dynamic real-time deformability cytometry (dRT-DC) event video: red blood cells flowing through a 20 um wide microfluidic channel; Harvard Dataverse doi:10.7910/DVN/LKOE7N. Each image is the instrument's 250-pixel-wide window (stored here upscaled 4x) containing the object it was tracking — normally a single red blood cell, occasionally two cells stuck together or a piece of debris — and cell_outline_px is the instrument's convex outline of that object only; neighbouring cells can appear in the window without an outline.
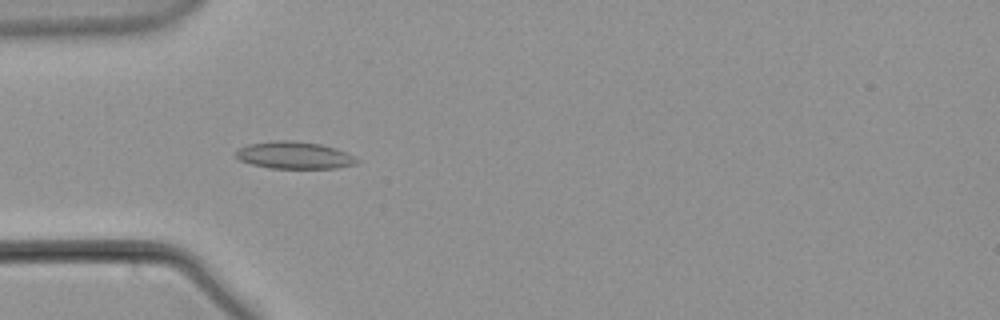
{"species": "common noctule bat (a hibernating species)", "species_latin": "Nyctalus noctula", "temperature_condition": "warm", "stored_images_in_passage": 56, "camera_frame_rate_fps": 3000, "um_per_image_px": 0.085, "animal": {"sex": "male", "body_mass_g": 21.5, "forearm_length_mm": 52.0}, "frame": {"image": 1, "passage_image": 17, "time_ms": 5.333, "image_size_px": [1000, 320], "cell_outline_px": [[360, 160], [356, 164], [336, 168], [268, 168], [252, 164], [240, 160], [236, 156], [236, 152], [240, 148], [248, 144], [272, 140], [292, 140], [320, 144], [336, 148]], "centroid_in_image_um": [25.01, 13.19], "position_along_channel_um": 60.0, "area_um2": 19.07}}
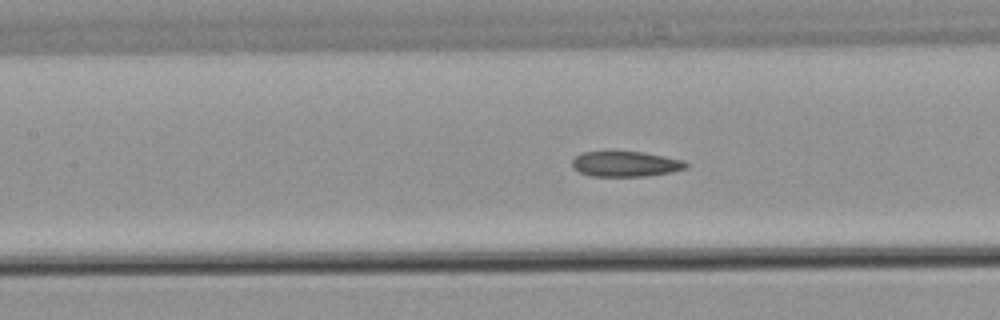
{"frame": {"image": 2, "passage_image": 25, "time_ms": 8.0, "image_size_px": [1000, 320], "cell_outline_px": [[688, 168], [672, 172], [648, 176], [588, 176], [572, 168], [572, 160], [580, 152], [644, 152], [684, 160], [688, 164]], "centroid_in_image_um": [53.18, 13.94], "position_along_channel_um": 154.2, "area_um2": 16.94}}
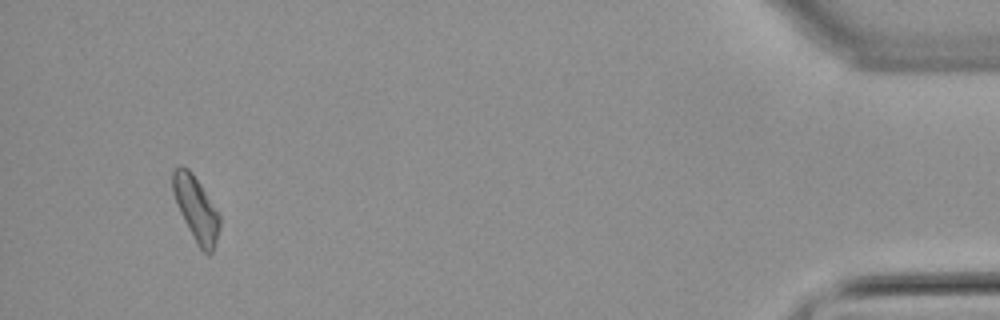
{"frame": {"image": 3, "passage_image": 53, "time_ms": 17.333, "image_size_px": [1000, 320], "cell_outline_px": [[220, 228], [212, 252], [208, 256], [200, 248], [188, 228], [180, 212], [172, 192], [172, 172], [180, 164], [188, 168], [192, 172], [200, 184], [220, 216]], "centroid_in_image_um": [16.65, 17.73], "position_along_channel_um": 418.5, "area_um2": 17.4}}